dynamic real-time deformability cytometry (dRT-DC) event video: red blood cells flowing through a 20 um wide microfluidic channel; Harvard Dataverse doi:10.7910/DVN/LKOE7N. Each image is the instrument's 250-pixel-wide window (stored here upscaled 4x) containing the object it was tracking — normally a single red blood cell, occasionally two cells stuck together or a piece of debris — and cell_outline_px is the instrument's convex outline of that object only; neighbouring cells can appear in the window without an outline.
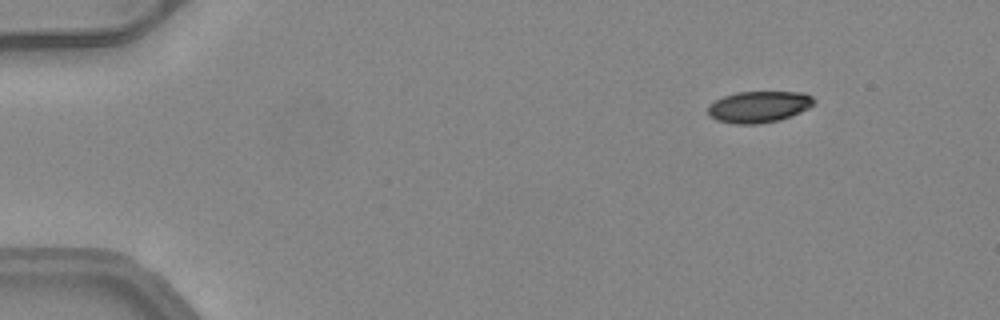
{"species": "common noctule bat (a hibernating species)", "species_latin": "Nyctalus noctula", "temperature_condition": "warm", "stored_images_in_passage": 48, "camera_frame_rate_fps": 3000, "um_per_image_px": 0.085, "animal": {"sex": "female", "body_mass_g": 24.6, "forearm_length_mm": 56.2}, "frame": {"image": 1, "passage_image": 7, "time_ms": 2.0, "image_size_px": [1000, 320], "cell_outline_px": [[816, 100], [808, 108], [800, 112], [780, 120], [756, 124], [736, 124], [716, 120], [708, 116], [708, 104], [724, 96], [736, 92], [804, 92], [812, 96]], "centroid_in_image_um": [64.48, 9.08], "position_along_channel_um": 20.5, "area_um2": 19.48}}
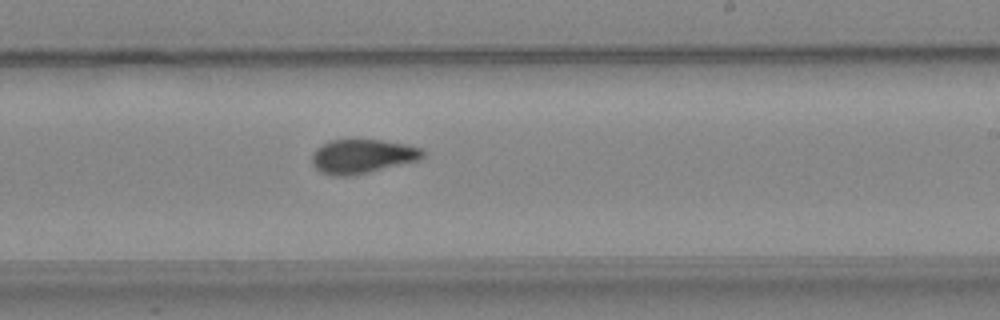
{"frame": {"image": 2, "passage_image": 32, "time_ms": 10.333, "image_size_px": [1000, 320], "cell_outline_px": [[424, 156], [416, 160], [352, 176], [328, 176], [320, 172], [312, 164], [312, 152], [316, 148], [332, 140], [380, 140], [408, 144], [420, 148], [424, 152]], "centroid_in_image_um": [30.74, 13.29], "position_along_channel_um": 258.3, "area_um2": 21.85}}
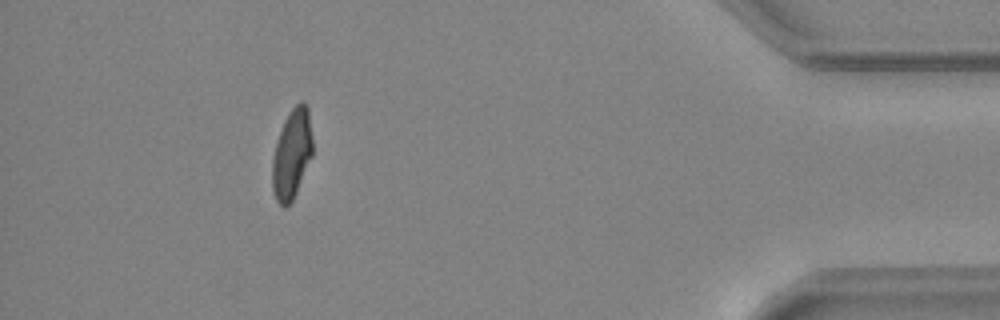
{"frame": {"image": 3, "passage_image": 47, "time_ms": 15.333, "image_size_px": [1000, 320], "cell_outline_px": [[312, 156], [296, 192], [292, 200], [284, 208], [276, 200], [272, 192], [272, 160], [276, 144], [284, 120], [288, 112], [300, 100], [304, 100], [308, 108], [312, 136]], "centroid_in_image_um": [24.81, 13.07], "position_along_channel_um": 410.4, "area_um2": 21.04}}